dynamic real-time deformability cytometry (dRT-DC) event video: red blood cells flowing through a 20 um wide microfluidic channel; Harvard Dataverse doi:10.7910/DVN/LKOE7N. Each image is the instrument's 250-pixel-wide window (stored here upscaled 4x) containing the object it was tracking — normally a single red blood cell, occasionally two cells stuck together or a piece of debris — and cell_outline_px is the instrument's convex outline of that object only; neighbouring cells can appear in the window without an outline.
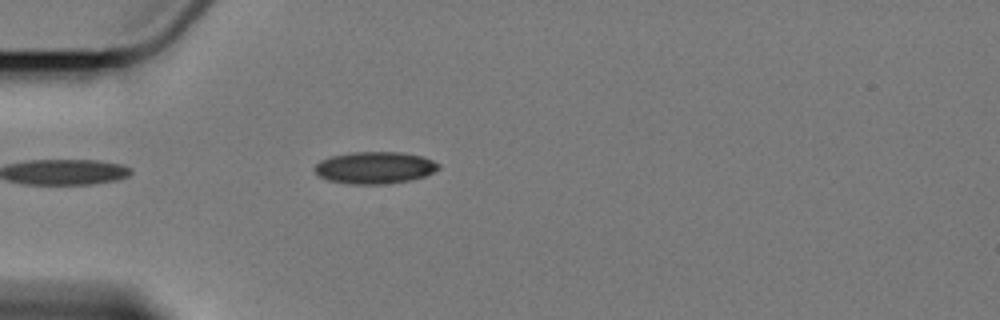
{"species": "Egyptian fruit bat (a non-hibernating species)", "species_latin": "Rousettus aegyptiacus", "temperature_condition": "cold", "stored_images_in_passage": 4, "camera_frame_rate_fps": 3000, "um_per_image_px": 0.085, "animal": {"sex": "female"}, "frame": {"image": 1, "passage_image": 3, "time_ms": 2.333, "image_size_px": [1000, 320], "cell_outline_px": [[440, 168], [424, 176], [412, 180], [384, 184], [348, 184], [328, 180], [320, 176], [316, 172], [316, 164], [320, 160], [332, 156], [352, 152], [400, 152], [420, 156], [432, 160], [440, 164]], "centroid_in_image_um": [31.86, 14.26], "position_along_channel_um": 53.1, "area_um2": 22.95}}